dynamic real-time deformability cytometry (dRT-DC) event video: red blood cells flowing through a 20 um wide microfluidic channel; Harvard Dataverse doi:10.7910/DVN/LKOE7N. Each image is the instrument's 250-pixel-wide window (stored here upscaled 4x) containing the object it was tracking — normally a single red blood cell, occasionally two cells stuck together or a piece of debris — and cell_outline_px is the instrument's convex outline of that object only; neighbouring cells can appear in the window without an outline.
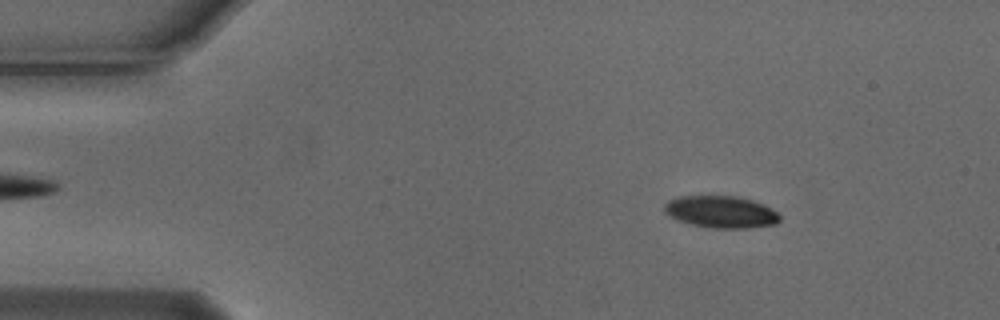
{"species": "Egyptian fruit bat (a non-hibernating species)", "species_latin": "Rousettus aegyptiacus", "temperature_condition": "cold", "stored_images_in_passage": 54, "camera_frame_rate_fps": 3000, "um_per_image_px": 0.085, "animal": {"sex": "male"}, "frame": {"image": 1, "passage_image": 7, "time_ms": 2.0, "image_size_px": [1000, 320], "cell_outline_px": [[780, 220], [776, 224], [748, 228], [716, 228], [692, 224], [668, 216], [664, 212], [664, 204], [668, 200], [680, 196], [736, 196], [752, 200], [764, 204], [776, 212], [780, 216]], "centroid_in_image_um": [61.28, 18.0], "position_along_channel_um": 23.7, "area_um2": 21.44}}
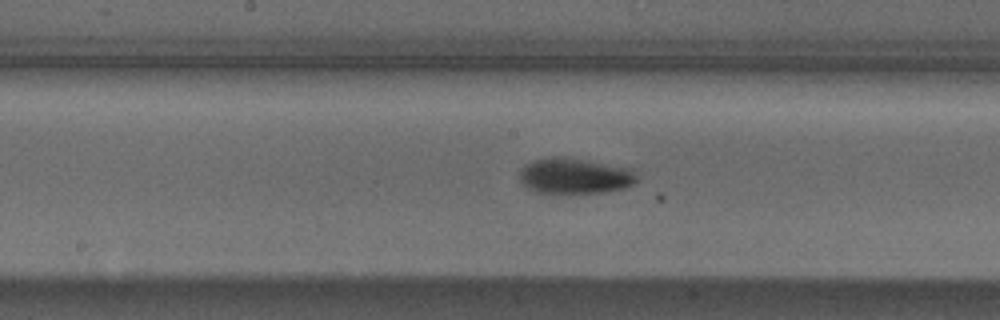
{"frame": {"image": 2, "passage_image": 27, "time_ms": 8.667, "image_size_px": [1000, 320], "cell_outline_px": [[636, 180], [632, 184], [624, 188], [604, 192], [536, 192], [528, 188], [520, 180], [520, 168], [524, 164], [536, 160], [552, 156], [564, 156], [632, 168], [636, 172]], "centroid_in_image_um": [48.85, 14.93], "position_along_channel_um": 199.3, "area_um2": 24.28}}
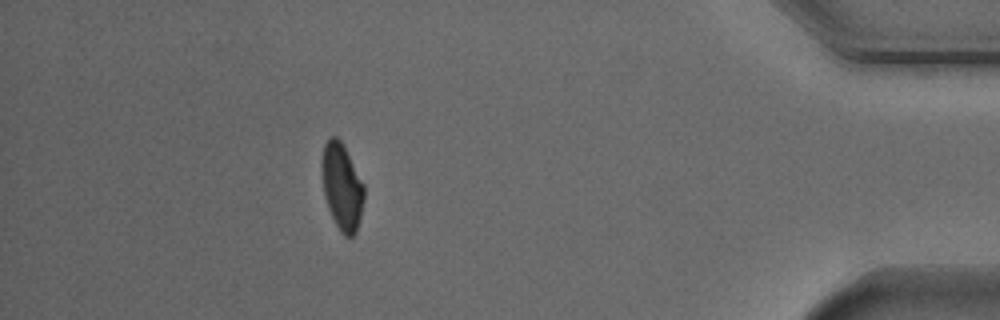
{"frame": {"image": 3, "passage_image": 48, "time_ms": 15.667, "image_size_px": [1000, 320], "cell_outline_px": [[364, 200], [356, 232], [352, 236], [344, 236], [340, 232], [328, 208], [324, 196], [320, 172], [320, 164], [324, 144], [332, 136], [336, 136], [340, 140], [364, 184]], "centroid_in_image_um": [29.03, 15.87], "position_along_channel_um": 406.2, "area_um2": 21.33}, "authors_computed_cell_mechanics": {"area_um2": 22.4264, "velocity_mm_per_s": 3.7226, "shape_relaxation_time_tau1_ms": 4.0616, "shape_relaxation_time_tau2_ms": null, "deformation_change_tau1": 0.1422, "deformation_change_tau2": null}}